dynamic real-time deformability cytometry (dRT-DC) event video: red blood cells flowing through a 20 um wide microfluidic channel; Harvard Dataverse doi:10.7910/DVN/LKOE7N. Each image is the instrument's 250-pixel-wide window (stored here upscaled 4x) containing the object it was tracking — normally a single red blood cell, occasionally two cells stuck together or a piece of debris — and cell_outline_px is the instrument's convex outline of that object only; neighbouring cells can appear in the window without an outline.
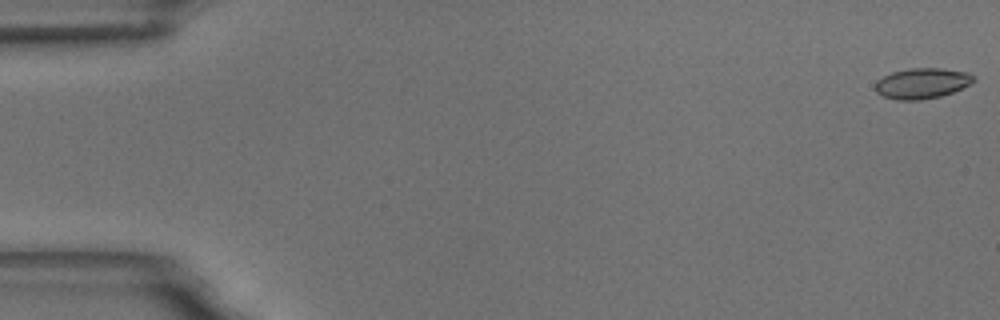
{"species": "common noctule bat (a hibernating species)", "species_latin": "Nyctalus noctula", "temperature_condition": "room temperature", "stored_images_in_passage": 56, "camera_frame_rate_fps": 3000, "um_per_image_px": 0.085, "animal": {"sex": "male", "body_mass_g": 18.8}, "frame": {"image": 1, "passage_image": 1, "time_ms": 0.0, "image_size_px": [1000, 320], "cell_outline_px": [[976, 80], [952, 92], [940, 96], [920, 100], [896, 100], [884, 96], [876, 92], [876, 80], [892, 72], [912, 68], [940, 68], [968, 72], [976, 76]], "centroid_in_image_um": [78.38, 7.07], "position_along_channel_um": 6.6, "area_um2": 17.4}}
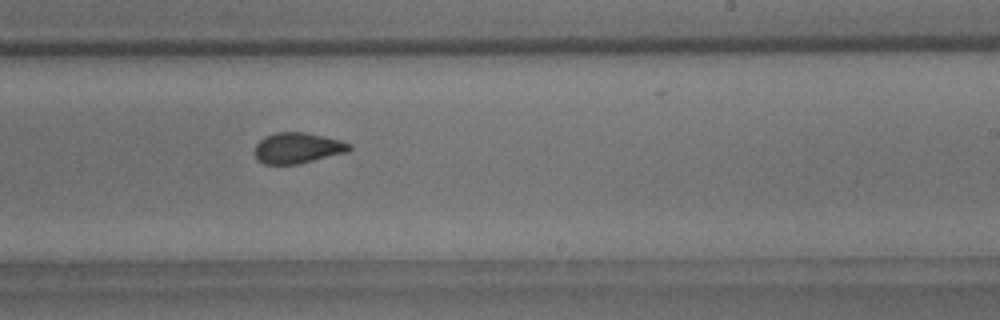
{"frame": {"image": 2, "passage_image": 34, "time_ms": 11.0, "image_size_px": [1000, 320], "cell_outline_px": [[352, 148], [348, 152], [296, 164], [264, 164], [256, 160], [252, 152], [256, 144], [264, 136], [276, 132], [304, 132], [324, 136], [340, 140], [352, 144]], "centroid_in_image_um": [25.25, 12.58], "position_along_channel_um": 263.7, "area_um2": 17.17}}
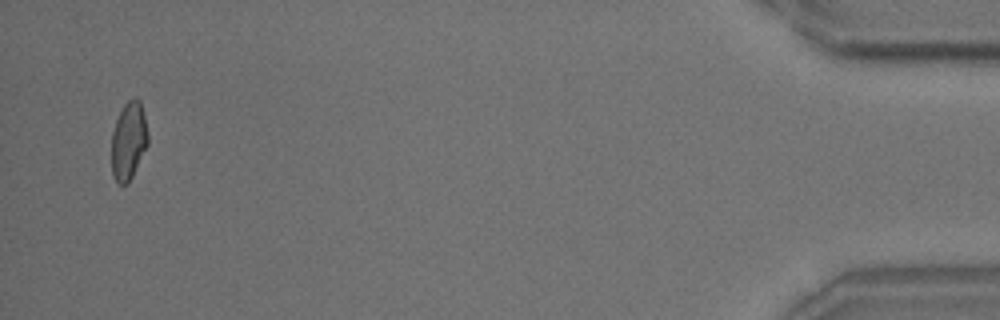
{"frame": {"image": 3, "passage_image": 54, "time_ms": 17.667, "image_size_px": [1000, 320], "cell_outline_px": [[148, 144], [132, 176], [124, 184], [120, 184], [112, 176], [112, 132], [116, 120], [124, 104], [132, 96], [136, 96], [140, 100], [148, 132]], "centroid_in_image_um": [10.93, 11.92], "position_along_channel_um": 424.3, "area_um2": 16.42}, "authors_computed_cell_mechanics": {"area_um2": 17.4267, "velocity_mm_per_s": 3.6666, "shape_relaxation_time_tau1_ms": null, "shape_relaxation_time_tau2_ms": 1.3423, "deformation_change_tau1": null, "deformation_change_tau2": 0.0535}}